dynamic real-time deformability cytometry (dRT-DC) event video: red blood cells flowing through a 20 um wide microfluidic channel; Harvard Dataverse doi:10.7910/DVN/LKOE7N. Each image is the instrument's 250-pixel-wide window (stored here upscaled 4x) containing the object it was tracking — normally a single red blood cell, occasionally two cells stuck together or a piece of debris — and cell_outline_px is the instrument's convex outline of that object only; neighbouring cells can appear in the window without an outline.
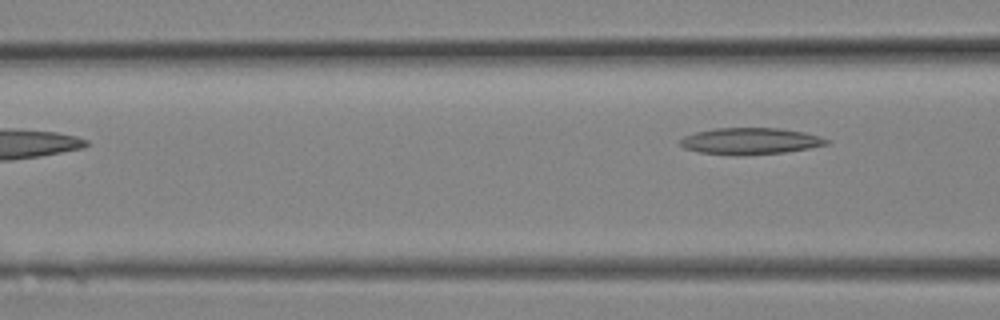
{"species": "Egyptian fruit bat (a non-hibernating species)", "species_latin": "Rousettus aegyptiacus", "temperature_condition": "room temperature", "stored_images_in_passage": 4, "camera_frame_rate_fps": 3000, "um_per_image_px": 0.085, "animal": {"sex": "female"}, "frame": {"image": 1, "passage_image": 4, "time_ms": 1.0, "image_size_px": [1000, 320], "cell_outline_px": [[828, 144], [808, 148], [784, 152], [744, 156], [732, 156], [700, 152], [684, 148], [680, 144], [680, 140], [684, 136], [696, 132], [716, 128], [780, 128], [804, 132], [828, 140]], "centroid_in_image_um": [63.72, 12.0], "position_along_channel_um": 102.9, "area_um2": 22.6}}